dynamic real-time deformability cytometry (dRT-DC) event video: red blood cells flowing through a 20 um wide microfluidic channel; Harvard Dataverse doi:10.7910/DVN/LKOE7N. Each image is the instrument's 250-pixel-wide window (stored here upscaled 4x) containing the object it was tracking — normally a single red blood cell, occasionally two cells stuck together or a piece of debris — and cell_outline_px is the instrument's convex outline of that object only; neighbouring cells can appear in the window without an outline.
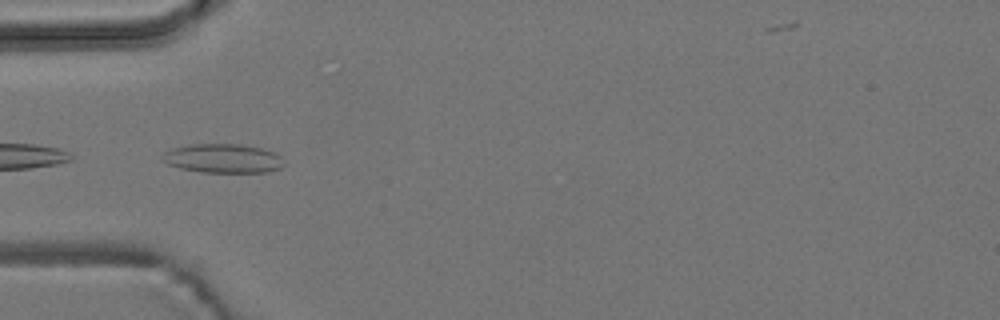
{"species": "common noctule bat (a hibernating species)", "species_latin": "Nyctalus noctula", "temperature_condition": "room temperature", "stored_images_in_passage": 5, "camera_frame_rate_fps": 3000, "um_per_image_px": 0.085, "animal": {"sex": "male", "body_mass_g": 19.2, "forearm_length_mm": 51.8}, "frame": {"image": 1, "passage_image": 2, "time_ms": 1.333, "image_size_px": [1000, 320], "cell_outline_px": [[284, 164], [280, 168], [268, 172], [200, 172], [180, 168], [168, 164], [160, 160], [160, 156], [164, 152], [172, 148], [192, 144], [240, 144], [260, 148], [276, 152], [284, 160]], "centroid_in_image_um": [18.94, 13.46], "position_along_channel_um": 66.1, "area_um2": 20.75}}
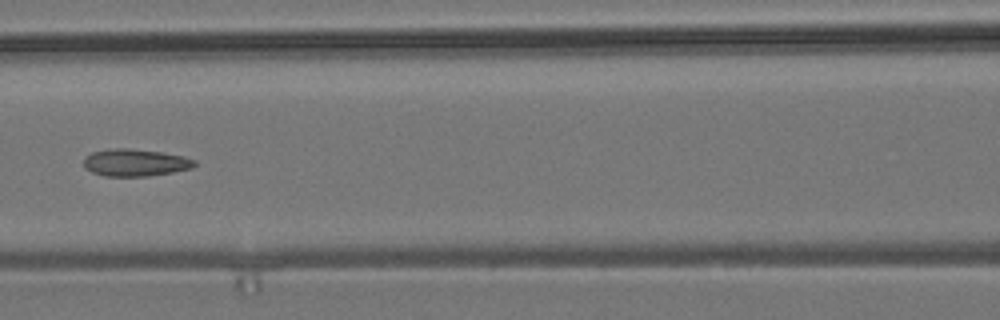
{"frame": {"image": 2, "passage_image": 4, "time_ms": 3.667, "image_size_px": [1000, 320], "cell_outline_px": [[196, 164], [192, 168], [172, 172], [148, 176], [104, 176], [92, 172], [84, 168], [84, 160], [92, 152], [116, 148], [128, 148], [160, 152], [184, 156], [196, 160]], "centroid_in_image_um": [11.51, 13.83], "position_along_channel_um": 155.1, "area_um2": 17.46}}
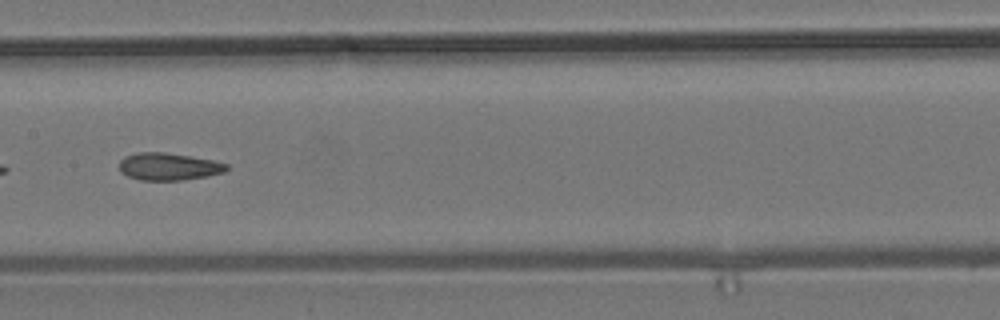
{"frame": {"image": 3, "passage_image": 5, "time_ms": 4.667, "image_size_px": [1000, 320], "cell_outline_px": [[228, 168], [224, 172], [208, 176], [180, 180], [140, 180], [128, 176], [120, 172], [120, 160], [124, 156], [136, 152], [164, 152], [212, 160], [228, 164]], "centroid_in_image_um": [14.3, 14.15], "position_along_channel_um": 193.1, "area_um2": 17.05}}